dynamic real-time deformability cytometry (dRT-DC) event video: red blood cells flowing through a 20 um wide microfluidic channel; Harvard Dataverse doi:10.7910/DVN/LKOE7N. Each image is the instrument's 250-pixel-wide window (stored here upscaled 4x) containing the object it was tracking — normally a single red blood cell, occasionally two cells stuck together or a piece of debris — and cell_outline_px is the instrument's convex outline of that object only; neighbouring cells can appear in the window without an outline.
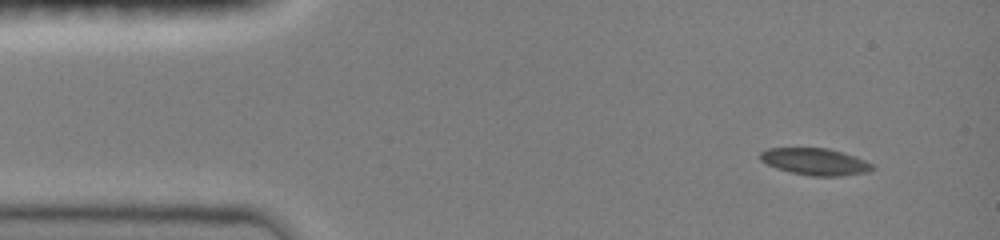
{"species": "common noctule bat (a hibernating species)", "species_latin": "Nyctalus noctula", "temperature_condition": "room temperature", "stored_images_in_passage": 35, "camera_frame_rate_fps": 3000, "um_per_image_px": 0.085, "animal": {"sex": "female", "body_mass_g": 19.0, "forearm_length_mm": 51.5}, "frame": {"image": 1, "passage_image": 1, "time_ms": 0.0, "image_size_px": [1000, 240], "cell_outline_px": [[876, 168], [868, 172], [840, 176], [812, 176], [792, 172], [776, 168], [760, 160], [760, 152], [768, 148], [828, 148], [844, 152], [856, 156], [872, 164]], "centroid_in_image_um": [69.31, 13.73], "position_along_channel_um": 15.7, "area_um2": 17.57}}
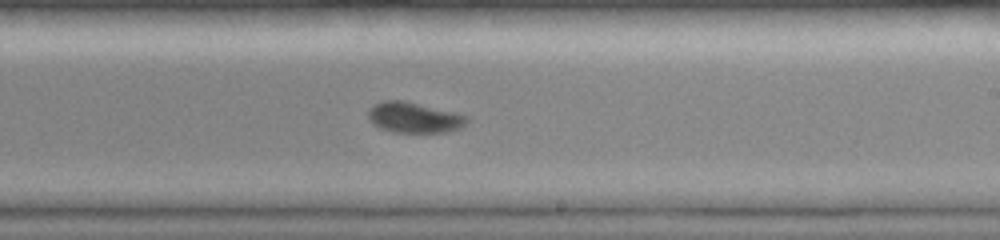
{"frame": {"image": 2, "passage_image": 20, "time_ms": 8.0, "image_size_px": [1000, 240], "cell_outline_px": [[468, 120], [460, 128], [448, 132], [396, 132], [380, 128], [368, 116], [368, 108], [372, 104], [384, 100], [404, 100], [456, 112], [468, 116]], "centroid_in_image_um": [35.21, 9.97], "position_along_channel_um": 253.8, "area_um2": 17.57}}
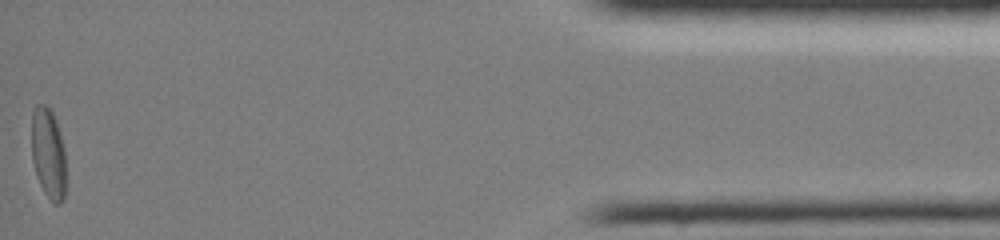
{"frame": {"image": 3, "passage_image": 35, "time_ms": 14.333, "image_size_px": [1000, 240], "cell_outline_px": [[64, 200], [60, 204], [56, 204], [44, 192], [40, 184], [32, 160], [32, 112], [36, 104], [44, 104], [52, 112], [56, 120], [60, 132], [64, 148]], "centroid_in_image_um": [4.1, 13.0], "position_along_channel_um": 431.1, "area_um2": 17.86}, "authors_computed_cell_mechanics": {"area_um2": 17.8024, "velocity_mm_per_s": 4.033, "shape_relaxation_time_tau1_ms": 7.3784, "shape_relaxation_time_tau2_ms": 3.2149, "deformation_change_tau1": 0.1322, "deformation_change_tau2": 0.0539}}